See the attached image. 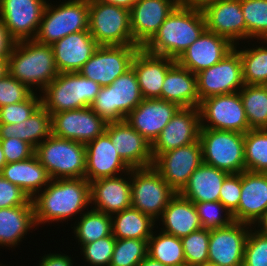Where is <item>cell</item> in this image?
I'll return each mask as SVG.
<instances>
[{"label": "cell", "mask_w": 267, "mask_h": 266, "mask_svg": "<svg viewBox=\"0 0 267 266\" xmlns=\"http://www.w3.org/2000/svg\"><path fill=\"white\" fill-rule=\"evenodd\" d=\"M45 187L32 198L36 225L64 221L91 204L86 178L51 179Z\"/></svg>", "instance_id": "obj_1"}, {"label": "cell", "mask_w": 267, "mask_h": 266, "mask_svg": "<svg viewBox=\"0 0 267 266\" xmlns=\"http://www.w3.org/2000/svg\"><path fill=\"white\" fill-rule=\"evenodd\" d=\"M205 30L206 21L203 11L178 4L143 49L152 55L177 60Z\"/></svg>", "instance_id": "obj_2"}, {"label": "cell", "mask_w": 267, "mask_h": 266, "mask_svg": "<svg viewBox=\"0 0 267 266\" xmlns=\"http://www.w3.org/2000/svg\"><path fill=\"white\" fill-rule=\"evenodd\" d=\"M8 73L19 82L42 91L59 74L51 45L35 39L17 41L8 58Z\"/></svg>", "instance_id": "obj_3"}, {"label": "cell", "mask_w": 267, "mask_h": 266, "mask_svg": "<svg viewBox=\"0 0 267 266\" xmlns=\"http://www.w3.org/2000/svg\"><path fill=\"white\" fill-rule=\"evenodd\" d=\"M101 86L79 72L59 73L42 92L41 105L52 115L90 107Z\"/></svg>", "instance_id": "obj_4"}, {"label": "cell", "mask_w": 267, "mask_h": 266, "mask_svg": "<svg viewBox=\"0 0 267 266\" xmlns=\"http://www.w3.org/2000/svg\"><path fill=\"white\" fill-rule=\"evenodd\" d=\"M34 154L51 179L85 178L86 144L51 134Z\"/></svg>", "instance_id": "obj_5"}, {"label": "cell", "mask_w": 267, "mask_h": 266, "mask_svg": "<svg viewBox=\"0 0 267 266\" xmlns=\"http://www.w3.org/2000/svg\"><path fill=\"white\" fill-rule=\"evenodd\" d=\"M143 100L138 79L131 67L114 80L111 85L101 87L91 109L107 123L126 120Z\"/></svg>", "instance_id": "obj_6"}, {"label": "cell", "mask_w": 267, "mask_h": 266, "mask_svg": "<svg viewBox=\"0 0 267 266\" xmlns=\"http://www.w3.org/2000/svg\"><path fill=\"white\" fill-rule=\"evenodd\" d=\"M199 142L204 163L229 174L246 171L243 133L200 128Z\"/></svg>", "instance_id": "obj_7"}, {"label": "cell", "mask_w": 267, "mask_h": 266, "mask_svg": "<svg viewBox=\"0 0 267 266\" xmlns=\"http://www.w3.org/2000/svg\"><path fill=\"white\" fill-rule=\"evenodd\" d=\"M88 30L99 46L136 45L133 41L130 10L89 0Z\"/></svg>", "instance_id": "obj_8"}, {"label": "cell", "mask_w": 267, "mask_h": 266, "mask_svg": "<svg viewBox=\"0 0 267 266\" xmlns=\"http://www.w3.org/2000/svg\"><path fill=\"white\" fill-rule=\"evenodd\" d=\"M62 3L57 7L47 3L35 37L37 42L52 45L71 33L88 30L89 0Z\"/></svg>", "instance_id": "obj_9"}, {"label": "cell", "mask_w": 267, "mask_h": 266, "mask_svg": "<svg viewBox=\"0 0 267 266\" xmlns=\"http://www.w3.org/2000/svg\"><path fill=\"white\" fill-rule=\"evenodd\" d=\"M131 206L151 216L161 217L176 192L153 167L131 168Z\"/></svg>", "instance_id": "obj_10"}, {"label": "cell", "mask_w": 267, "mask_h": 266, "mask_svg": "<svg viewBox=\"0 0 267 266\" xmlns=\"http://www.w3.org/2000/svg\"><path fill=\"white\" fill-rule=\"evenodd\" d=\"M198 109L201 128L243 134L250 130L239 92L205 98L200 101ZM206 121L209 124H205Z\"/></svg>", "instance_id": "obj_11"}, {"label": "cell", "mask_w": 267, "mask_h": 266, "mask_svg": "<svg viewBox=\"0 0 267 266\" xmlns=\"http://www.w3.org/2000/svg\"><path fill=\"white\" fill-rule=\"evenodd\" d=\"M137 45L98 46L79 73L101 87L111 85L116 78L131 68Z\"/></svg>", "instance_id": "obj_12"}, {"label": "cell", "mask_w": 267, "mask_h": 266, "mask_svg": "<svg viewBox=\"0 0 267 266\" xmlns=\"http://www.w3.org/2000/svg\"><path fill=\"white\" fill-rule=\"evenodd\" d=\"M236 46L237 44L217 64L196 74L200 101L215 95L239 92L245 85L242 62Z\"/></svg>", "instance_id": "obj_13"}, {"label": "cell", "mask_w": 267, "mask_h": 266, "mask_svg": "<svg viewBox=\"0 0 267 266\" xmlns=\"http://www.w3.org/2000/svg\"><path fill=\"white\" fill-rule=\"evenodd\" d=\"M203 163L202 150L197 142L160 154L153 162L169 186L179 193L187 184L191 174Z\"/></svg>", "instance_id": "obj_14"}, {"label": "cell", "mask_w": 267, "mask_h": 266, "mask_svg": "<svg viewBox=\"0 0 267 266\" xmlns=\"http://www.w3.org/2000/svg\"><path fill=\"white\" fill-rule=\"evenodd\" d=\"M51 126L52 135L87 144L105 132L107 122L85 107L52 114Z\"/></svg>", "instance_id": "obj_15"}, {"label": "cell", "mask_w": 267, "mask_h": 266, "mask_svg": "<svg viewBox=\"0 0 267 266\" xmlns=\"http://www.w3.org/2000/svg\"><path fill=\"white\" fill-rule=\"evenodd\" d=\"M47 3L46 0H0V18L16 42L35 39Z\"/></svg>", "instance_id": "obj_16"}, {"label": "cell", "mask_w": 267, "mask_h": 266, "mask_svg": "<svg viewBox=\"0 0 267 266\" xmlns=\"http://www.w3.org/2000/svg\"><path fill=\"white\" fill-rule=\"evenodd\" d=\"M249 227L250 224L233 221L226 227L210 230L208 262L242 266Z\"/></svg>", "instance_id": "obj_17"}, {"label": "cell", "mask_w": 267, "mask_h": 266, "mask_svg": "<svg viewBox=\"0 0 267 266\" xmlns=\"http://www.w3.org/2000/svg\"><path fill=\"white\" fill-rule=\"evenodd\" d=\"M200 113L197 107H181L151 144L152 157L199 140Z\"/></svg>", "instance_id": "obj_18"}, {"label": "cell", "mask_w": 267, "mask_h": 266, "mask_svg": "<svg viewBox=\"0 0 267 266\" xmlns=\"http://www.w3.org/2000/svg\"><path fill=\"white\" fill-rule=\"evenodd\" d=\"M105 132L109 135L118 155L130 168L153 166L151 143L126 120L107 123Z\"/></svg>", "instance_id": "obj_19"}, {"label": "cell", "mask_w": 267, "mask_h": 266, "mask_svg": "<svg viewBox=\"0 0 267 266\" xmlns=\"http://www.w3.org/2000/svg\"><path fill=\"white\" fill-rule=\"evenodd\" d=\"M177 5L178 0H136L130 10L135 44L143 48Z\"/></svg>", "instance_id": "obj_20"}, {"label": "cell", "mask_w": 267, "mask_h": 266, "mask_svg": "<svg viewBox=\"0 0 267 266\" xmlns=\"http://www.w3.org/2000/svg\"><path fill=\"white\" fill-rule=\"evenodd\" d=\"M234 44L224 36L207 29L176 60V62L197 74L217 64L234 49Z\"/></svg>", "instance_id": "obj_21"}, {"label": "cell", "mask_w": 267, "mask_h": 266, "mask_svg": "<svg viewBox=\"0 0 267 266\" xmlns=\"http://www.w3.org/2000/svg\"><path fill=\"white\" fill-rule=\"evenodd\" d=\"M181 107L159 98L143 99L126 121L151 144Z\"/></svg>", "instance_id": "obj_22"}, {"label": "cell", "mask_w": 267, "mask_h": 266, "mask_svg": "<svg viewBox=\"0 0 267 266\" xmlns=\"http://www.w3.org/2000/svg\"><path fill=\"white\" fill-rule=\"evenodd\" d=\"M115 149L106 132L86 144L85 178L89 182L118 176L119 171L130 175L131 168L122 160Z\"/></svg>", "instance_id": "obj_23"}, {"label": "cell", "mask_w": 267, "mask_h": 266, "mask_svg": "<svg viewBox=\"0 0 267 266\" xmlns=\"http://www.w3.org/2000/svg\"><path fill=\"white\" fill-rule=\"evenodd\" d=\"M267 210V173L241 172V194L233 220L254 224Z\"/></svg>", "instance_id": "obj_24"}, {"label": "cell", "mask_w": 267, "mask_h": 266, "mask_svg": "<svg viewBox=\"0 0 267 266\" xmlns=\"http://www.w3.org/2000/svg\"><path fill=\"white\" fill-rule=\"evenodd\" d=\"M59 73L79 72L99 46L89 30L71 33L52 45Z\"/></svg>", "instance_id": "obj_25"}, {"label": "cell", "mask_w": 267, "mask_h": 266, "mask_svg": "<svg viewBox=\"0 0 267 266\" xmlns=\"http://www.w3.org/2000/svg\"><path fill=\"white\" fill-rule=\"evenodd\" d=\"M203 13L208 31L226 37L234 45L237 44V40L246 39V23L241 0H218Z\"/></svg>", "instance_id": "obj_26"}, {"label": "cell", "mask_w": 267, "mask_h": 266, "mask_svg": "<svg viewBox=\"0 0 267 266\" xmlns=\"http://www.w3.org/2000/svg\"><path fill=\"white\" fill-rule=\"evenodd\" d=\"M175 63V59L149 54L143 48L137 51L131 67L136 73L143 99H161L165 76Z\"/></svg>", "instance_id": "obj_27"}, {"label": "cell", "mask_w": 267, "mask_h": 266, "mask_svg": "<svg viewBox=\"0 0 267 266\" xmlns=\"http://www.w3.org/2000/svg\"><path fill=\"white\" fill-rule=\"evenodd\" d=\"M131 175L129 180L120 176L90 182L91 203L94 210L112 215L131 207Z\"/></svg>", "instance_id": "obj_28"}, {"label": "cell", "mask_w": 267, "mask_h": 266, "mask_svg": "<svg viewBox=\"0 0 267 266\" xmlns=\"http://www.w3.org/2000/svg\"><path fill=\"white\" fill-rule=\"evenodd\" d=\"M161 99L174 102L180 107H197L200 98L196 74L177 62L167 71L162 85Z\"/></svg>", "instance_id": "obj_29"}, {"label": "cell", "mask_w": 267, "mask_h": 266, "mask_svg": "<svg viewBox=\"0 0 267 266\" xmlns=\"http://www.w3.org/2000/svg\"><path fill=\"white\" fill-rule=\"evenodd\" d=\"M160 220L165 227L161 231L178 238L202 229L194 203L179 193L170 199Z\"/></svg>", "instance_id": "obj_30"}, {"label": "cell", "mask_w": 267, "mask_h": 266, "mask_svg": "<svg viewBox=\"0 0 267 266\" xmlns=\"http://www.w3.org/2000/svg\"><path fill=\"white\" fill-rule=\"evenodd\" d=\"M0 175L20 187L30 199L51 180L46 168L35 154L23 161L7 163L0 171Z\"/></svg>", "instance_id": "obj_31"}, {"label": "cell", "mask_w": 267, "mask_h": 266, "mask_svg": "<svg viewBox=\"0 0 267 266\" xmlns=\"http://www.w3.org/2000/svg\"><path fill=\"white\" fill-rule=\"evenodd\" d=\"M228 175V172L203 162L179 194L192 202L219 201L220 188Z\"/></svg>", "instance_id": "obj_32"}, {"label": "cell", "mask_w": 267, "mask_h": 266, "mask_svg": "<svg viewBox=\"0 0 267 266\" xmlns=\"http://www.w3.org/2000/svg\"><path fill=\"white\" fill-rule=\"evenodd\" d=\"M51 134V114L42 105L27 120L0 124V139L18 138L34 149Z\"/></svg>", "instance_id": "obj_33"}, {"label": "cell", "mask_w": 267, "mask_h": 266, "mask_svg": "<svg viewBox=\"0 0 267 266\" xmlns=\"http://www.w3.org/2000/svg\"><path fill=\"white\" fill-rule=\"evenodd\" d=\"M32 226H37L33 205L1 208L0 245L11 248L18 245Z\"/></svg>", "instance_id": "obj_34"}, {"label": "cell", "mask_w": 267, "mask_h": 266, "mask_svg": "<svg viewBox=\"0 0 267 266\" xmlns=\"http://www.w3.org/2000/svg\"><path fill=\"white\" fill-rule=\"evenodd\" d=\"M111 217L112 234L116 239L148 240L153 233L156 221L132 206L112 214Z\"/></svg>", "instance_id": "obj_35"}, {"label": "cell", "mask_w": 267, "mask_h": 266, "mask_svg": "<svg viewBox=\"0 0 267 266\" xmlns=\"http://www.w3.org/2000/svg\"><path fill=\"white\" fill-rule=\"evenodd\" d=\"M161 232L148 239V256L167 266H186L181 238Z\"/></svg>", "instance_id": "obj_36"}, {"label": "cell", "mask_w": 267, "mask_h": 266, "mask_svg": "<svg viewBox=\"0 0 267 266\" xmlns=\"http://www.w3.org/2000/svg\"><path fill=\"white\" fill-rule=\"evenodd\" d=\"M250 129H267V85H247L239 91Z\"/></svg>", "instance_id": "obj_37"}, {"label": "cell", "mask_w": 267, "mask_h": 266, "mask_svg": "<svg viewBox=\"0 0 267 266\" xmlns=\"http://www.w3.org/2000/svg\"><path fill=\"white\" fill-rule=\"evenodd\" d=\"M83 214V215H81ZM80 222L74 226L75 237L81 245L94 242L112 234V217L94 209L81 213Z\"/></svg>", "instance_id": "obj_38"}, {"label": "cell", "mask_w": 267, "mask_h": 266, "mask_svg": "<svg viewBox=\"0 0 267 266\" xmlns=\"http://www.w3.org/2000/svg\"><path fill=\"white\" fill-rule=\"evenodd\" d=\"M246 171L267 173V129H250L244 134Z\"/></svg>", "instance_id": "obj_39"}, {"label": "cell", "mask_w": 267, "mask_h": 266, "mask_svg": "<svg viewBox=\"0 0 267 266\" xmlns=\"http://www.w3.org/2000/svg\"><path fill=\"white\" fill-rule=\"evenodd\" d=\"M267 44V40H264ZM256 48V49H255ZM242 62L243 80L247 85H267V47L237 50Z\"/></svg>", "instance_id": "obj_40"}, {"label": "cell", "mask_w": 267, "mask_h": 266, "mask_svg": "<svg viewBox=\"0 0 267 266\" xmlns=\"http://www.w3.org/2000/svg\"><path fill=\"white\" fill-rule=\"evenodd\" d=\"M246 39L267 40V0H241Z\"/></svg>", "instance_id": "obj_41"}, {"label": "cell", "mask_w": 267, "mask_h": 266, "mask_svg": "<svg viewBox=\"0 0 267 266\" xmlns=\"http://www.w3.org/2000/svg\"><path fill=\"white\" fill-rule=\"evenodd\" d=\"M148 255V240L116 239L109 266H138Z\"/></svg>", "instance_id": "obj_42"}, {"label": "cell", "mask_w": 267, "mask_h": 266, "mask_svg": "<svg viewBox=\"0 0 267 266\" xmlns=\"http://www.w3.org/2000/svg\"><path fill=\"white\" fill-rule=\"evenodd\" d=\"M210 230L200 229L181 238L186 266H202L208 262Z\"/></svg>", "instance_id": "obj_43"}, {"label": "cell", "mask_w": 267, "mask_h": 266, "mask_svg": "<svg viewBox=\"0 0 267 266\" xmlns=\"http://www.w3.org/2000/svg\"><path fill=\"white\" fill-rule=\"evenodd\" d=\"M193 203L203 229L212 230L226 227L234 221L230 211H228V209L220 201ZM222 212H225L224 218L221 216Z\"/></svg>", "instance_id": "obj_44"}, {"label": "cell", "mask_w": 267, "mask_h": 266, "mask_svg": "<svg viewBox=\"0 0 267 266\" xmlns=\"http://www.w3.org/2000/svg\"><path fill=\"white\" fill-rule=\"evenodd\" d=\"M116 238L110 236L100 238L94 242L83 244L82 253L91 266H109L113 255Z\"/></svg>", "instance_id": "obj_45"}, {"label": "cell", "mask_w": 267, "mask_h": 266, "mask_svg": "<svg viewBox=\"0 0 267 266\" xmlns=\"http://www.w3.org/2000/svg\"><path fill=\"white\" fill-rule=\"evenodd\" d=\"M41 94L35 92L25 101L0 107V124L20 123L27 120L40 106Z\"/></svg>", "instance_id": "obj_46"}, {"label": "cell", "mask_w": 267, "mask_h": 266, "mask_svg": "<svg viewBox=\"0 0 267 266\" xmlns=\"http://www.w3.org/2000/svg\"><path fill=\"white\" fill-rule=\"evenodd\" d=\"M251 228L245 244L242 266H267V236Z\"/></svg>", "instance_id": "obj_47"}, {"label": "cell", "mask_w": 267, "mask_h": 266, "mask_svg": "<svg viewBox=\"0 0 267 266\" xmlns=\"http://www.w3.org/2000/svg\"><path fill=\"white\" fill-rule=\"evenodd\" d=\"M33 93V89L19 82L9 73L0 79V107L25 101Z\"/></svg>", "instance_id": "obj_48"}, {"label": "cell", "mask_w": 267, "mask_h": 266, "mask_svg": "<svg viewBox=\"0 0 267 266\" xmlns=\"http://www.w3.org/2000/svg\"><path fill=\"white\" fill-rule=\"evenodd\" d=\"M33 205L32 199L17 185L0 175V209Z\"/></svg>", "instance_id": "obj_49"}, {"label": "cell", "mask_w": 267, "mask_h": 266, "mask_svg": "<svg viewBox=\"0 0 267 266\" xmlns=\"http://www.w3.org/2000/svg\"><path fill=\"white\" fill-rule=\"evenodd\" d=\"M241 194V173L229 174L220 188L219 201L232 214L239 206Z\"/></svg>", "instance_id": "obj_50"}, {"label": "cell", "mask_w": 267, "mask_h": 266, "mask_svg": "<svg viewBox=\"0 0 267 266\" xmlns=\"http://www.w3.org/2000/svg\"><path fill=\"white\" fill-rule=\"evenodd\" d=\"M6 163L23 161L34 155L35 149L18 138L0 139Z\"/></svg>", "instance_id": "obj_51"}, {"label": "cell", "mask_w": 267, "mask_h": 266, "mask_svg": "<svg viewBox=\"0 0 267 266\" xmlns=\"http://www.w3.org/2000/svg\"><path fill=\"white\" fill-rule=\"evenodd\" d=\"M15 44L16 41L10 36L7 27L0 18V58L8 59Z\"/></svg>", "instance_id": "obj_52"}, {"label": "cell", "mask_w": 267, "mask_h": 266, "mask_svg": "<svg viewBox=\"0 0 267 266\" xmlns=\"http://www.w3.org/2000/svg\"><path fill=\"white\" fill-rule=\"evenodd\" d=\"M39 261V266H73L71 257L61 254H47Z\"/></svg>", "instance_id": "obj_53"}, {"label": "cell", "mask_w": 267, "mask_h": 266, "mask_svg": "<svg viewBox=\"0 0 267 266\" xmlns=\"http://www.w3.org/2000/svg\"><path fill=\"white\" fill-rule=\"evenodd\" d=\"M217 1L218 0H178V4L182 7L204 11L208 6Z\"/></svg>", "instance_id": "obj_54"}, {"label": "cell", "mask_w": 267, "mask_h": 266, "mask_svg": "<svg viewBox=\"0 0 267 266\" xmlns=\"http://www.w3.org/2000/svg\"><path fill=\"white\" fill-rule=\"evenodd\" d=\"M107 4H113L131 10L136 0H96Z\"/></svg>", "instance_id": "obj_55"}, {"label": "cell", "mask_w": 267, "mask_h": 266, "mask_svg": "<svg viewBox=\"0 0 267 266\" xmlns=\"http://www.w3.org/2000/svg\"><path fill=\"white\" fill-rule=\"evenodd\" d=\"M258 223V228L260 227V229H258L257 231L263 235L267 236V210L265 211V213L255 222V224L257 225Z\"/></svg>", "instance_id": "obj_56"}, {"label": "cell", "mask_w": 267, "mask_h": 266, "mask_svg": "<svg viewBox=\"0 0 267 266\" xmlns=\"http://www.w3.org/2000/svg\"><path fill=\"white\" fill-rule=\"evenodd\" d=\"M138 266H167L162 264L159 261H156L152 259L150 256H146L139 264Z\"/></svg>", "instance_id": "obj_57"}, {"label": "cell", "mask_w": 267, "mask_h": 266, "mask_svg": "<svg viewBox=\"0 0 267 266\" xmlns=\"http://www.w3.org/2000/svg\"><path fill=\"white\" fill-rule=\"evenodd\" d=\"M8 73V59L0 58V79Z\"/></svg>", "instance_id": "obj_58"}, {"label": "cell", "mask_w": 267, "mask_h": 266, "mask_svg": "<svg viewBox=\"0 0 267 266\" xmlns=\"http://www.w3.org/2000/svg\"><path fill=\"white\" fill-rule=\"evenodd\" d=\"M6 158L5 155L3 153V149L0 143V171L2 170V168L6 165Z\"/></svg>", "instance_id": "obj_59"}, {"label": "cell", "mask_w": 267, "mask_h": 266, "mask_svg": "<svg viewBox=\"0 0 267 266\" xmlns=\"http://www.w3.org/2000/svg\"><path fill=\"white\" fill-rule=\"evenodd\" d=\"M202 266H221V265H218V264H215V263H212V262H206L204 265Z\"/></svg>", "instance_id": "obj_60"}]
</instances>
